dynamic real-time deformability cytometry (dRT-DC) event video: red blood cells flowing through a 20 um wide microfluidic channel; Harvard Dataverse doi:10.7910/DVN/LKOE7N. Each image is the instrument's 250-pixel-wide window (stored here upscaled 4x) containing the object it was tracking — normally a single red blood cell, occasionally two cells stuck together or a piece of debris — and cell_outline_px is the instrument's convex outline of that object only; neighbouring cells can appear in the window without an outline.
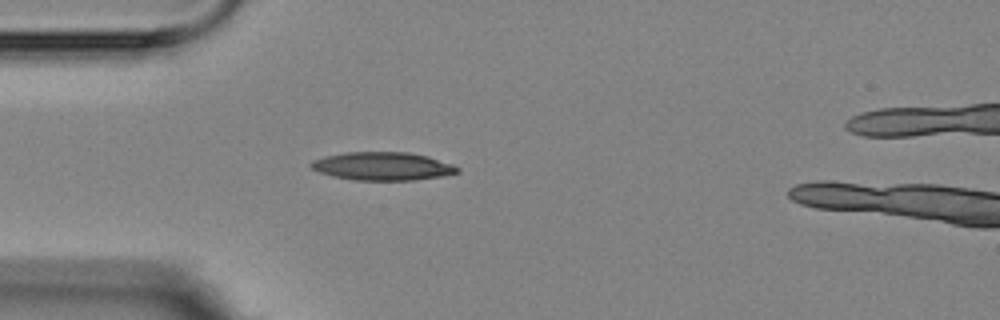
{"species": "Egyptian fruit bat (a non-hibernating species)", "species_latin": "Rousettus aegyptiacus", "temperature_condition": "room temperature", "stored_images_in_passage": 1, "camera_frame_rate_fps": 3000, "um_per_image_px": 0.085, "animal": {"sex": "female"}, "frame": {"image": 1, "passage_image": 1, "time_ms": 0.0, "image_size_px": [1000, 320], "cell_outline_px": [[460, 172], [444, 176], [412, 180], [352, 180], [332, 176], [320, 172], [312, 168], [308, 164], [312, 160], [324, 156], [348, 152], [408, 152], [428, 156], [452, 164], [460, 168]], "centroid_in_image_um": [32.52, 14.13], "position_along_channel_um": 52.5, "area_um2": 24.16}}